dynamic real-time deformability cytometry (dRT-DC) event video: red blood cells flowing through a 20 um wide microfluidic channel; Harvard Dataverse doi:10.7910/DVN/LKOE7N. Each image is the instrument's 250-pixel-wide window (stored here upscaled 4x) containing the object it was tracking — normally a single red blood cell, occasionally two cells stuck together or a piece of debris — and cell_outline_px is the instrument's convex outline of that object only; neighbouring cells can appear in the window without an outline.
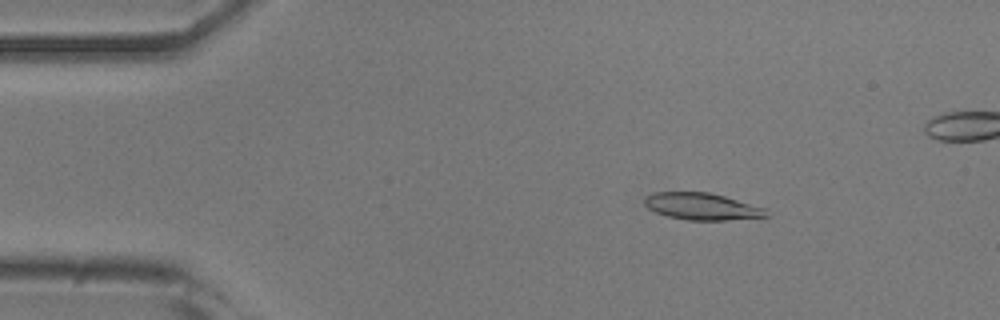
{"species": "common noctule bat (a hibernating species)", "species_latin": "Nyctalus noctula", "temperature_condition": "room temperature", "stored_images_in_passage": 16, "camera_frame_rate_fps": 3000, "um_per_image_px": 0.085, "animal": {"sex": "male", "body_mass_g": 20.5, "forearm_length_mm": 52.5}, "frame": {"image": 1, "passage_image": 8, "time_ms": 2.333, "image_size_px": [1000, 320], "cell_outline_px": [[768, 216], [728, 220], [688, 220], [668, 216], [656, 212], [648, 208], [644, 204], [644, 196], [652, 192], [708, 192], [724, 196], [764, 208]], "centroid_in_image_um": [59.59, 17.54], "position_along_channel_um": 25.4, "area_um2": 18.9}}
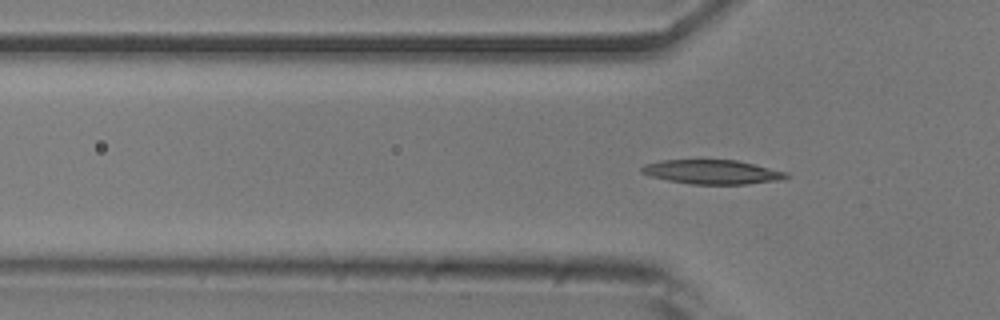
{"frame": {"image": 2, "passage_image": 16, "time_ms": 5.0, "image_size_px": [1000, 320], "cell_outline_px": [[792, 176], [780, 180], [748, 184], [692, 184], [668, 180], [648, 176], [640, 172], [640, 168], [644, 164], [660, 160], [700, 156], [736, 160], [788, 172]], "centroid_in_image_um": [60.47, 14.56], "position_along_channel_um": 65.3, "area_um2": 21.62}}